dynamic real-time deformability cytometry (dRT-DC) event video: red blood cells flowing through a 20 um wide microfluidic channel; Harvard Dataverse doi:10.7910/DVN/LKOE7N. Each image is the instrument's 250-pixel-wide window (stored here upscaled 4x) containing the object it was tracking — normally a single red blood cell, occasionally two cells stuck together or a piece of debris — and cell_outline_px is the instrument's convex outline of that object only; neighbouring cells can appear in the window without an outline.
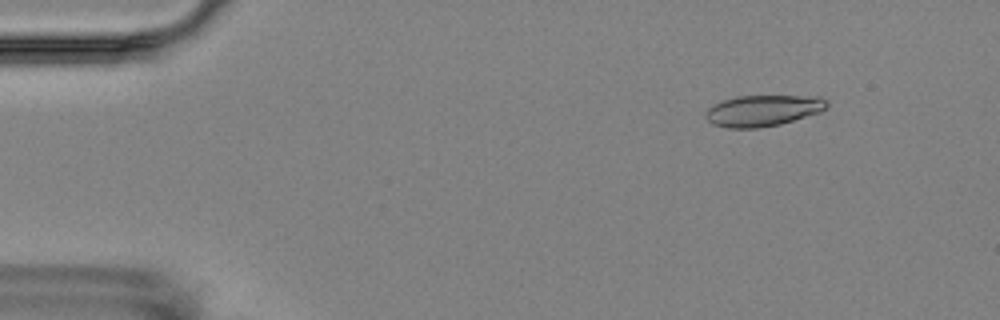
{"species": "Egyptian fruit bat (a non-hibernating species)", "species_latin": "Rousettus aegyptiacus", "temperature_condition": "room temperature", "stored_images_in_passage": 5, "camera_frame_rate_fps": 3000, "um_per_image_px": 0.085, "animal": {"sex": "female"}, "frame": {"image": 1, "passage_image": 2, "time_ms": 1.333, "image_size_px": [1000, 320], "cell_outline_px": [[828, 108], [820, 112], [780, 124], [760, 128], [728, 128], [712, 124], [704, 116], [704, 112], [708, 108], [724, 100], [736, 96], [820, 96], [828, 100]], "centroid_in_image_um": [64.87, 9.4], "position_along_channel_um": 20.1, "area_um2": 22.14}}
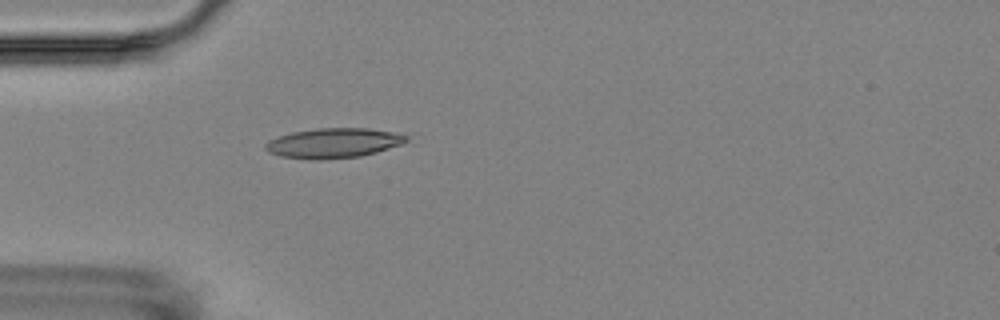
{"frame": {"image": 2, "passage_image": 5, "time_ms": 4.667, "image_size_px": [1000, 320], "cell_outline_px": [[408, 140], [400, 144], [376, 152], [360, 156], [320, 160], [312, 160], [280, 156], [268, 152], [264, 148], [264, 144], [268, 140], [292, 132], [316, 128], [368, 128], [392, 132], [408, 136]], "centroid_in_image_um": [28.29, 12.16], "position_along_channel_um": 56.7, "area_um2": 24.45}}